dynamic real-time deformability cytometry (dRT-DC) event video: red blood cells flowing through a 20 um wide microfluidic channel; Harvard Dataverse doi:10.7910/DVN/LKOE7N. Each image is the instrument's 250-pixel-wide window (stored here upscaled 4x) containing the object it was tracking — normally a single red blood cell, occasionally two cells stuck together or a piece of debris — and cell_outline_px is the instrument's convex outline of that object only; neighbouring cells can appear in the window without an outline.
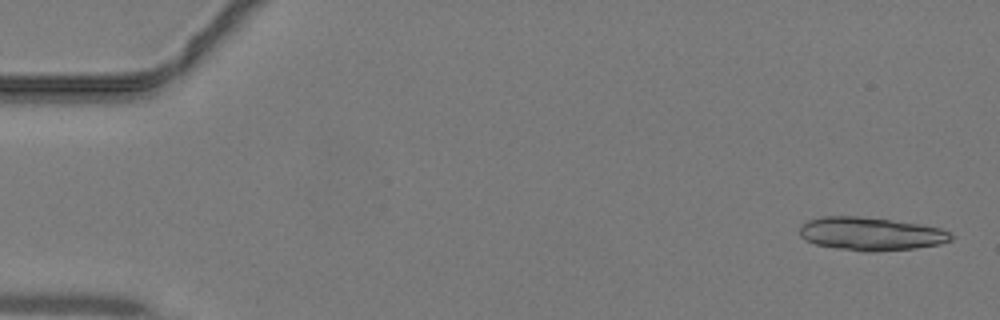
{"species": "common noctule bat (a hibernating species)", "species_latin": "Nyctalus noctula", "temperature_condition": "warm", "stored_images_in_passage": 11, "camera_frame_rate_fps": 3000, "um_per_image_px": 0.085, "animal": {"sex": "male", "body_mass_g": 19.2, "forearm_length_mm": 51.8}, "frame": {"image": 1, "passage_image": 2, "time_ms": 0.333, "image_size_px": [1000, 320], "cell_outline_px": [[952, 240], [940, 244], [916, 248], [876, 252], [864, 252], [836, 248], [816, 244], [804, 240], [800, 236], [800, 224], [808, 220], [820, 216], [860, 216], [916, 224], [940, 228], [948, 232], [952, 236]], "centroid_in_image_um": [73.96, 19.88], "position_along_channel_um": 11.0, "area_um2": 29.3}}